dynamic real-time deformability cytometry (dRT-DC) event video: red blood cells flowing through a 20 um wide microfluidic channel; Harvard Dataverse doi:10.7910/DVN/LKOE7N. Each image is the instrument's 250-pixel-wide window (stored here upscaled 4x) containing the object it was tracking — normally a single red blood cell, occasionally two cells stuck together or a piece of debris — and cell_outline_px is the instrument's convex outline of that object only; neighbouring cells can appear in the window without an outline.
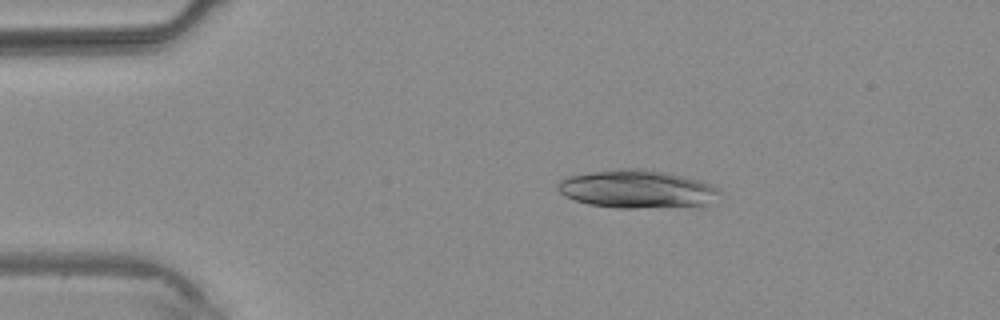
{"species": "common noctule bat (a hibernating species)", "species_latin": "Nyctalus noctula", "temperature_condition": "warm", "stored_images_in_passage": 2, "camera_frame_rate_fps": 3000, "um_per_image_px": 0.085, "animal": {"sex": "male", "body_mass_g": 20.4}, "frame": {"image": 1, "passage_image": 1, "time_ms": 0.0, "image_size_px": [1000, 320], "cell_outline_px": [[720, 192], [708, 204], [636, 208], [616, 208], [588, 204], [564, 196], [556, 188], [556, 184], [560, 180], [568, 176], [616, 168], [636, 168], [664, 172], [712, 184], [720, 188]], "centroid_in_image_um": [54.07, 16.06], "position_along_channel_um": 30.9, "area_um2": 35.49}}